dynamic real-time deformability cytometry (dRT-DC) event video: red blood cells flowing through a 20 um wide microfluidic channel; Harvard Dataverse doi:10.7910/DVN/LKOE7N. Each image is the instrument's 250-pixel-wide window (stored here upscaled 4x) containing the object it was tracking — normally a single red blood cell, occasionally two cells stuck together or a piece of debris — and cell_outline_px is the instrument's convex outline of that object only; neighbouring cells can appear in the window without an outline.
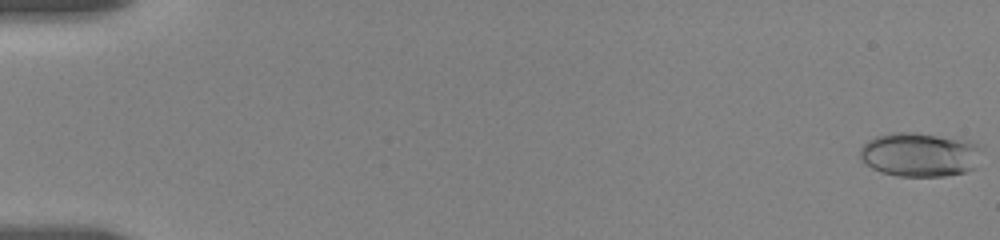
{"species": "human", "species_latin": "Homo sapiens", "temperature_condition": "room temperature", "stored_images_in_passage": 57, "camera_frame_rate_fps": 3000, "um_per_image_px": 0.085, "donor": {"sex": "female"}, "frame": {"image": 1, "passage_image": 1, "time_ms": 0.0, "image_size_px": [1000, 240], "cell_outline_px": [[984, 148], [976, 168], [964, 172], [944, 176], [900, 176], [880, 172], [872, 168], [860, 160], [860, 148], [868, 140], [876, 136], [892, 132], [916, 132], [968, 140], [984, 144]], "centroid_in_image_um": [78.24, 13.13], "position_along_channel_um": 6.8, "area_um2": 31.96}}
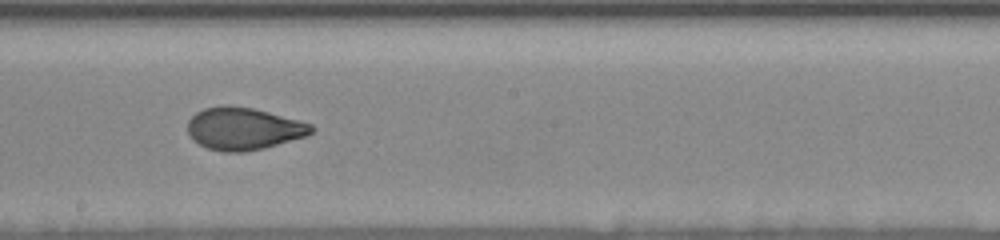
{"frame": {"image": 2, "passage_image": 33, "time_ms": 10.667, "image_size_px": [1000, 240], "cell_outline_px": [[316, 128], [308, 136], [264, 148], [244, 152], [224, 152], [208, 148], [192, 140], [188, 132], [188, 120], [196, 112], [204, 108], [224, 104], [228, 104], [252, 108], [300, 120], [312, 124]], "centroid_in_image_um": [20.72, 10.93], "position_along_channel_um": 227.5, "area_um2": 30.81}}
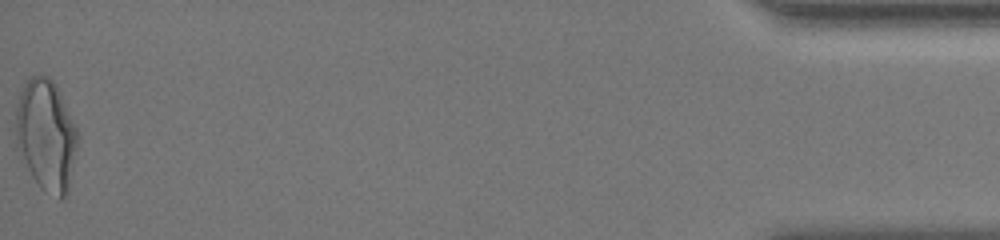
{"frame": {"image": 3, "passage_image": 57, "time_ms": 18.667, "image_size_px": [1000, 240], "cell_outline_px": [[80, 136], [68, 192], [60, 200], [40, 188], [20, 160], [16, 148], [16, 108], [20, 92], [24, 84], [32, 76], [48, 76], [56, 84]], "centroid_in_image_um": [3.92, 11.53], "position_along_channel_um": 431.3, "area_um2": 40.63}, "authors_computed_cell_mechanics": {"area_um2": 30.4606, "velocity_mm_per_s": 3.6399, "shape_relaxation_time_tau1_ms": 6.138, "shape_relaxation_time_tau2_ms": 0.9784, "deformation_change_tau1": 0.185, "deformation_change_tau2": 0.0578}}